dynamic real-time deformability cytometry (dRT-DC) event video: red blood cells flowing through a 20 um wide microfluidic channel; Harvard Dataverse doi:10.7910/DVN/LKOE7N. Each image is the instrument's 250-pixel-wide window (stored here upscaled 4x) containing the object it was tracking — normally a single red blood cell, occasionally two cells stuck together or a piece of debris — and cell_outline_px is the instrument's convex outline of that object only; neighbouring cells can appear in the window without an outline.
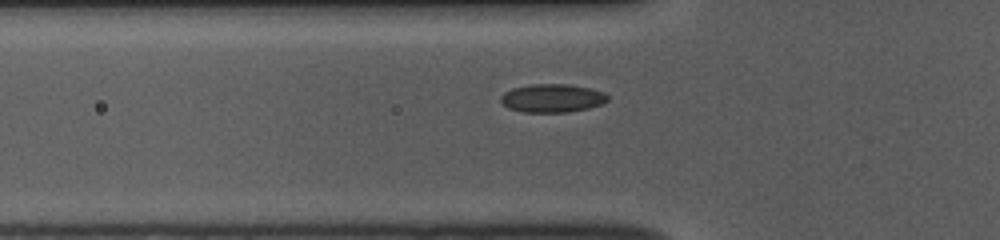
{"species": "common noctule bat (a hibernating species)", "species_latin": "Nyctalus noctula", "temperature_condition": "room temperature", "stored_images_in_passage": 40, "camera_frame_rate_fps": 3000, "um_per_image_px": 0.085, "animal": {"sex": "female", "body_mass_g": 10.0, "forearm_length_mm": 53.1}, "frame": {"image": 1, "passage_image": 7, "time_ms": 2.0, "image_size_px": [1000, 240], "cell_outline_px": [[608, 100], [604, 104], [588, 108], [568, 112], [524, 112], [508, 108], [500, 100], [500, 96], [504, 92], [512, 88], [532, 84], [568, 84], [592, 88], [604, 92], [608, 96]], "centroid_in_image_um": [46.96, 8.34], "position_along_channel_um": 78.8, "area_um2": 17.8}}
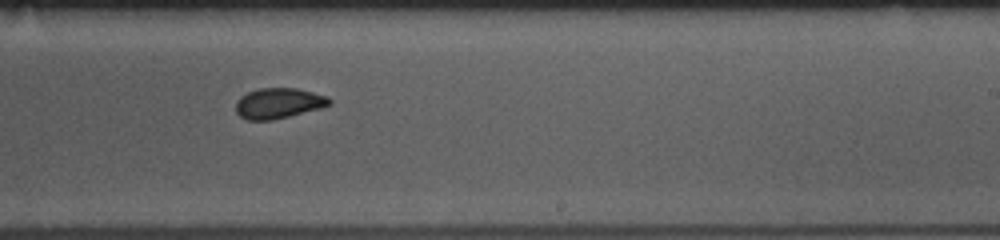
{"frame": {"image": 2, "passage_image": 22, "time_ms": 7.0, "image_size_px": [1000, 240], "cell_outline_px": [[332, 104], [320, 108], [272, 120], [248, 120], [240, 116], [236, 112], [236, 100], [240, 96], [248, 92], [260, 88], [296, 88], [328, 96], [332, 100]], "centroid_in_image_um": [23.67, 8.77], "position_along_channel_um": 265.3, "area_um2": 16.59}}
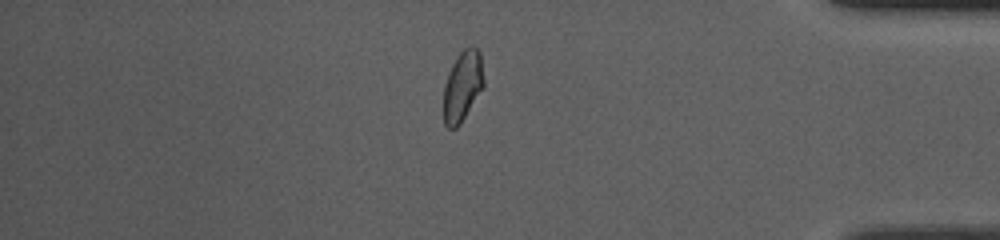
{"frame": {"image": 3, "passage_image": 35, "time_ms": 11.333, "image_size_px": [1000, 240], "cell_outline_px": [[484, 88], [460, 124], [456, 128], [448, 128], [444, 124], [444, 84], [452, 64], [456, 56], [464, 48], [472, 44], [480, 52], [484, 80]], "centroid_in_image_um": [39.33, 7.3], "position_along_channel_um": 395.9, "area_um2": 16.7}, "authors_computed_cell_mechanics": {"area_um2": 16.8487, "velocity_mm_per_s": 3.7205, "shape_relaxation_time_tau1_ms": 8.7555, "shape_relaxation_time_tau2_ms": 1.4044, "deformation_change_tau1": 0.1418, "deformation_change_tau2": 0.0572}}